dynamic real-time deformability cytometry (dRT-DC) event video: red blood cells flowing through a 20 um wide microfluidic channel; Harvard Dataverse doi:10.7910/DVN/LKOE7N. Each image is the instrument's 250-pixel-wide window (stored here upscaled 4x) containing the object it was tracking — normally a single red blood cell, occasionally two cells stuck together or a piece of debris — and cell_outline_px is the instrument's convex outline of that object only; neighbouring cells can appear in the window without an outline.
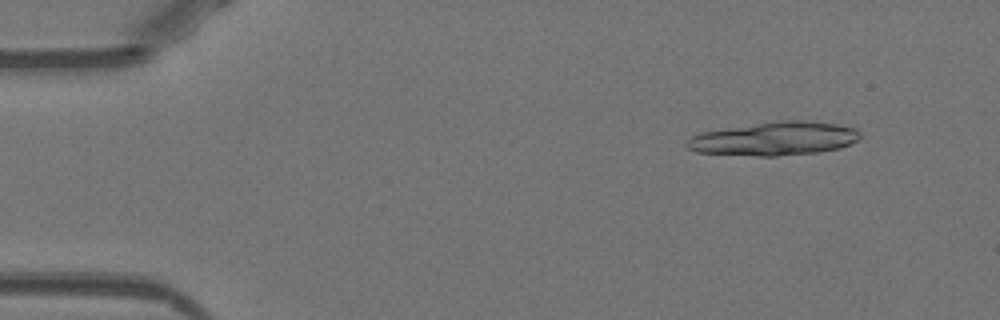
{"species": "Egyptian fruit bat (a non-hibernating species)", "species_latin": "Rousettus aegyptiacus", "temperature_condition": "warm", "stored_images_in_passage": 34, "camera_frame_rate_fps": 3000, "um_per_image_px": 0.085, "animal": {"sex": "female"}, "frame": {"image": 1, "passage_image": 1, "time_ms": 0.0, "image_size_px": [1000, 320], "cell_outline_px": [[860, 136], [856, 140], [840, 148], [820, 152], [776, 156], [756, 156], [696, 152], [688, 148], [684, 144], [692, 136], [700, 132], [776, 120], [808, 120], [836, 124], [856, 128], [860, 132]], "centroid_in_image_um": [65.82, 11.78], "position_along_channel_um": 19.2, "area_um2": 34.04}}